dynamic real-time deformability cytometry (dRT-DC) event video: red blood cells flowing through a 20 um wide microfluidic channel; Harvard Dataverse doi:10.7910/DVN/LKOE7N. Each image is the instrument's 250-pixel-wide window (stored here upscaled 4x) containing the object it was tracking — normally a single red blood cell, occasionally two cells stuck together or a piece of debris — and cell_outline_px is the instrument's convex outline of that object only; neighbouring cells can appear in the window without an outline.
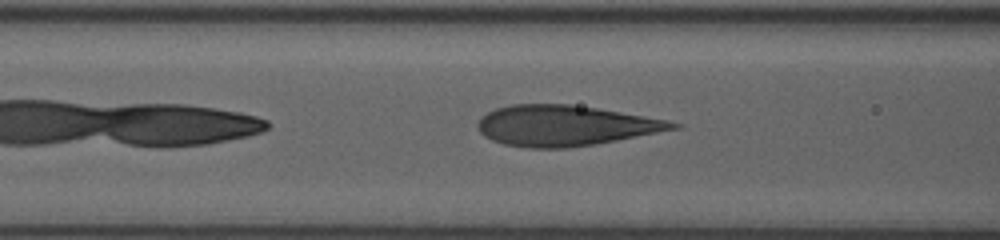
{"species": "human", "species_latin": "Homo sapiens", "temperature_condition": "room temperature", "stored_images_in_passage": 21, "camera_frame_rate_fps": 3000, "um_per_image_px": 0.085, "donor": {"sex": "female"}, "frame": {"image": 1, "passage_image": 10, "time_ms": 3.0, "image_size_px": [1000, 240], "cell_outline_px": [[684, 124], [680, 128], [596, 144], [568, 148], [528, 148], [504, 144], [492, 140], [484, 136], [480, 132], [476, 124], [488, 112], [496, 108], [512, 104], [572, 104], [668, 120]], "centroid_in_image_um": [48.04, 10.68], "position_along_channel_um": 118.6, "area_um2": 45.95}}
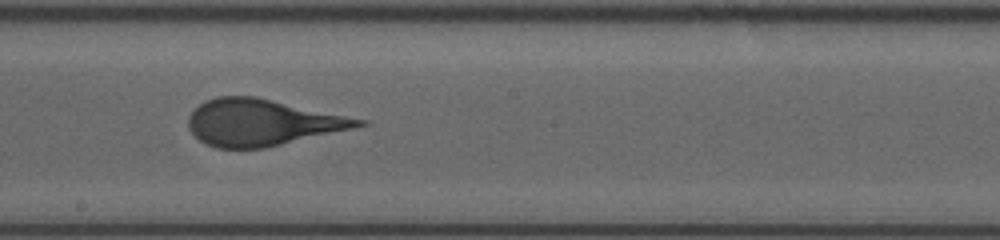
{"frame": {"image": 2, "passage_image": 16, "time_ms": 5.0, "image_size_px": [1000, 240], "cell_outline_px": [[368, 124], [352, 128], [264, 148], [216, 148], [204, 144], [188, 128], [188, 116], [204, 100], [216, 96], [256, 96], [368, 120]], "centroid_in_image_um": [22.24, 10.4], "position_along_channel_um": 226.0, "area_um2": 45.89}}
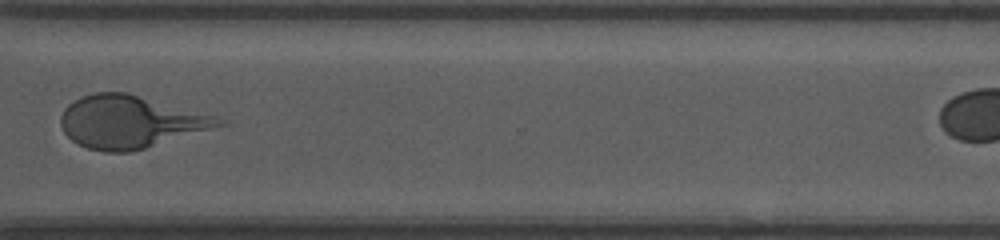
{"frame": {"image": 3, "passage_image": 19, "time_ms": 6.0, "image_size_px": [1000, 240], "cell_outline_px": [[228, 124], [144, 148], [128, 152], [104, 152], [88, 148], [72, 140], [64, 132], [60, 124], [60, 116], [64, 108], [68, 104], [84, 96], [96, 92], [124, 92], [212, 116], [224, 120]], "centroid_in_image_um": [11.0, 10.37], "position_along_channel_um": 359.6, "area_um2": 47.28}}